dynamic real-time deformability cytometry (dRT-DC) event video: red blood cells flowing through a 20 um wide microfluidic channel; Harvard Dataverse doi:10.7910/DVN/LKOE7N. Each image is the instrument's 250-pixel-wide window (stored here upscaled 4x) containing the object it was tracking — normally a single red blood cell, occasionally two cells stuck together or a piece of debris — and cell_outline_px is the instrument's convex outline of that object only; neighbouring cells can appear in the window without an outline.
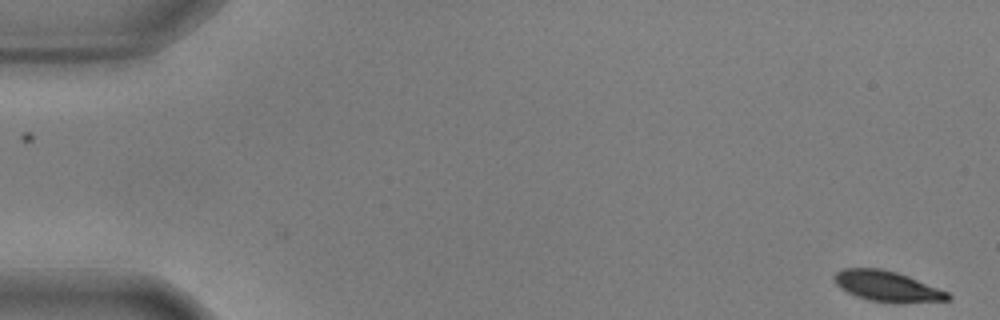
{"species": "common noctule bat (a hibernating species)", "species_latin": "Nyctalus noctula", "temperature_condition": "warm", "stored_images_in_passage": 57, "camera_frame_rate_fps": 3000, "um_per_image_px": 0.085, "animal": {"sex": "male", "body_mass_g": 17.9, "forearm_length_mm": 54.2}, "frame": {"image": 1, "passage_image": 1, "time_ms": 0.0, "image_size_px": [1000, 320], "cell_outline_px": [[952, 296], [948, 300], [904, 304], [892, 304], [868, 300], [856, 296], [840, 288], [836, 284], [832, 276], [836, 272], [844, 268], [880, 268], [896, 272], [908, 276], [948, 292]], "centroid_in_image_um": [75.41, 24.36], "position_along_channel_um": 9.6, "area_um2": 20.52}}
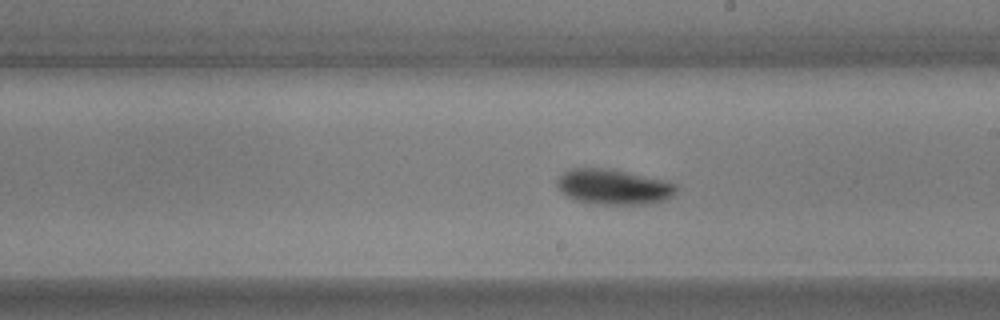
{"frame": {"image": 2, "passage_image": 32, "time_ms": 10.333, "image_size_px": [1000, 320], "cell_outline_px": [[676, 192], [672, 196], [664, 200], [652, 204], [600, 204], [576, 200], [568, 196], [556, 184], [556, 180], [564, 172], [572, 168], [604, 168], [664, 180], [676, 184]], "centroid_in_image_um": [52.16, 15.89], "position_along_channel_um": 236.8, "area_um2": 24.1}}
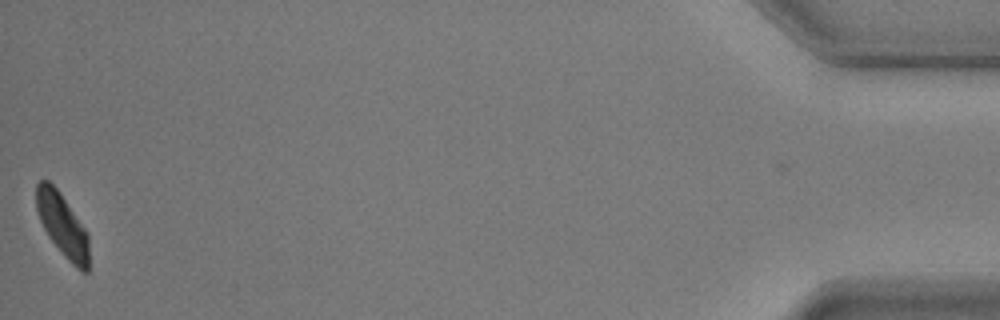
{"frame": {"image": 3, "passage_image": 56, "time_ms": 18.333, "image_size_px": [1000, 320], "cell_outline_px": [[88, 272], [84, 272], [76, 268], [64, 256], [48, 236], [40, 220], [36, 208], [36, 184], [40, 180], [48, 180], [60, 192], [88, 232]], "centroid_in_image_um": [5.31, 19.12], "position_along_channel_um": 429.9, "area_um2": 19.31}, "authors_computed_cell_mechanics": {"area_um2": 21.5594, "velocity_mm_per_s": 3.553, "shape_relaxation_time_tau1_ms": 1.6103, "shape_relaxation_time_tau2_ms": 5.2861, "deformation_change_tau1": 0.1316, "deformation_change_tau2": 0.0824}}